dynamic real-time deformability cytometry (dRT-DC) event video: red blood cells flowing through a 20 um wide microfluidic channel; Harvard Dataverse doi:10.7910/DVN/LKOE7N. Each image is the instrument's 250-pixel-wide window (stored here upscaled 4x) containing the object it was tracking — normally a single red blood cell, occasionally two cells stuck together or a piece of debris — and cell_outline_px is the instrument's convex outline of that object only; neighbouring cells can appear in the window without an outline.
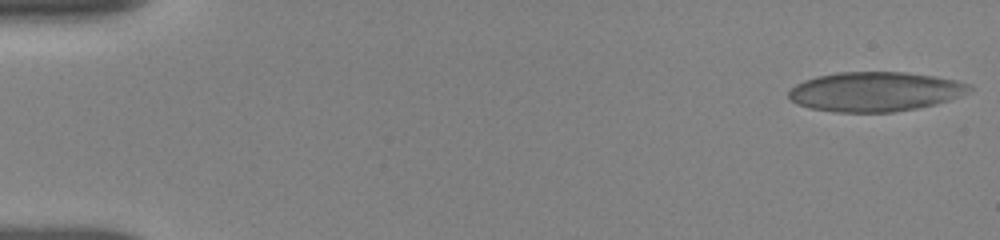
{"species": "human", "species_latin": "Homo sapiens", "temperature_condition": "room temperature", "stored_images_in_passage": 9, "camera_frame_rate_fps": 3000, "um_per_image_px": 0.085, "donor": {"sex": "female"}, "frame": {"image": 1, "passage_image": 1, "time_ms": 0.0, "image_size_px": [1000, 240], "cell_outline_px": [[972, 88], [968, 92], [960, 96], [936, 104], [916, 108], [892, 112], [836, 112], [812, 108], [796, 104], [788, 96], [788, 92], [796, 84], [804, 80], [836, 72], [904, 72], [932, 76], [956, 80], [972, 84]], "centroid_in_image_um": [74.39, 7.79], "position_along_channel_um": 10.6, "area_um2": 41.44}}